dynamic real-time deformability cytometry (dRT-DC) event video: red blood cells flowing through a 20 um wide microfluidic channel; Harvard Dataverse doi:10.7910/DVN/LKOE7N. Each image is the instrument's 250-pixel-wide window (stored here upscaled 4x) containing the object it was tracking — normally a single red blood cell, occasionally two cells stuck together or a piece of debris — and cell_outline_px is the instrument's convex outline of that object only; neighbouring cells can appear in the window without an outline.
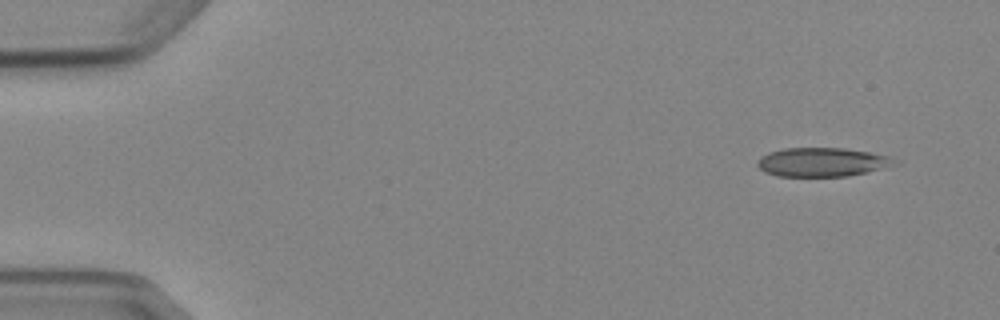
{"species": "Egyptian fruit bat (a non-hibernating species)", "species_latin": "Rousettus aegyptiacus", "temperature_condition": "cold", "stored_images_in_passage": 6, "camera_frame_rate_fps": 3000, "um_per_image_px": 0.085, "animal": {"sex": "female"}, "frame": {"image": 1, "passage_image": 1, "time_ms": 0.0, "image_size_px": [1000, 320], "cell_outline_px": [[900, 164], [868, 172], [848, 176], [776, 176], [764, 172], [756, 164], [756, 160], [760, 156], [768, 152], [784, 148], [844, 148], [872, 152], [892, 156], [900, 160]], "centroid_in_image_um": [69.94, 13.77], "position_along_channel_um": 15.1, "area_um2": 23.64}}
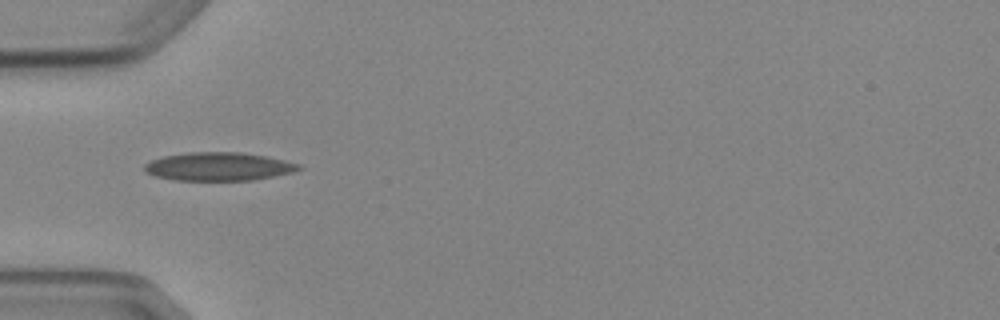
{"frame": {"image": 2, "passage_image": 4, "time_ms": 4.333, "image_size_px": [1000, 320], "cell_outline_px": [[304, 168], [292, 172], [252, 180], [176, 180], [156, 176], [144, 172], [144, 164], [152, 160], [164, 156], [188, 152], [240, 152], [268, 156], [300, 164]], "centroid_in_image_um": [18.59, 14.15], "position_along_channel_um": 66.4, "area_um2": 25.43}}
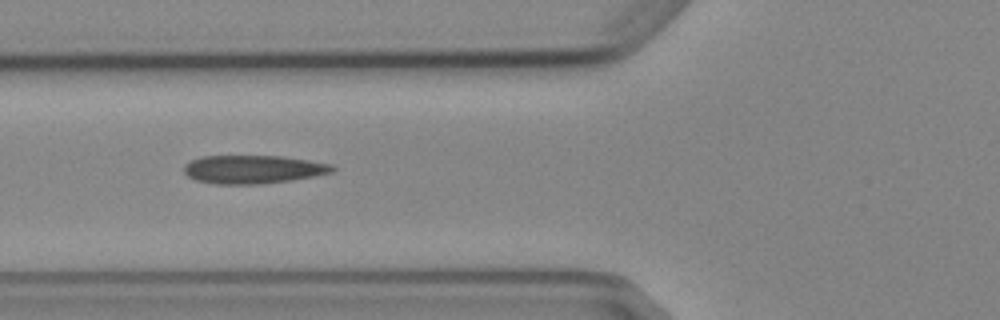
{"frame": {"image": 3, "passage_image": 5, "time_ms": 5.333, "image_size_px": [1000, 320], "cell_outline_px": [[336, 168], [332, 172], [292, 180], [260, 184], [216, 184], [196, 180], [188, 176], [184, 172], [184, 164], [192, 160], [204, 156], [284, 156], [332, 164]], "centroid_in_image_um": [21.51, 14.39], "position_along_channel_um": 104.3, "area_um2": 24.45}}